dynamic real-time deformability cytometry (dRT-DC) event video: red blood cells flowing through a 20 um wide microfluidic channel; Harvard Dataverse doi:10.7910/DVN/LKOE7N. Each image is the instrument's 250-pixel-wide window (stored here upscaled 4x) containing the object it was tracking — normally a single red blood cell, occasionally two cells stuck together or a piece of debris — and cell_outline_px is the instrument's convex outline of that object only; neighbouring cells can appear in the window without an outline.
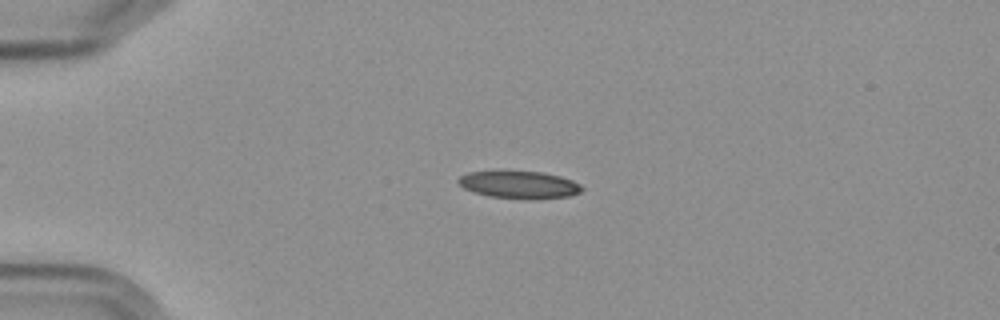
{"species": "Egyptian fruit bat (a non-hibernating species)", "species_latin": "Rousettus aegyptiacus", "temperature_condition": "cold", "stored_images_in_passage": 4, "camera_frame_rate_fps": 3000, "um_per_image_px": 0.085, "frame": {"image": 1, "passage_image": 4, "time_ms": 3.333, "image_size_px": [1000, 320], "cell_outline_px": [[584, 188], [580, 192], [572, 196], [536, 200], [524, 200], [488, 196], [464, 188], [456, 180], [460, 176], [468, 172], [540, 172], [560, 176], [572, 180], [580, 184]], "centroid_in_image_um": [44.19, 15.73], "position_along_channel_um": 40.8, "area_um2": 19.83}}